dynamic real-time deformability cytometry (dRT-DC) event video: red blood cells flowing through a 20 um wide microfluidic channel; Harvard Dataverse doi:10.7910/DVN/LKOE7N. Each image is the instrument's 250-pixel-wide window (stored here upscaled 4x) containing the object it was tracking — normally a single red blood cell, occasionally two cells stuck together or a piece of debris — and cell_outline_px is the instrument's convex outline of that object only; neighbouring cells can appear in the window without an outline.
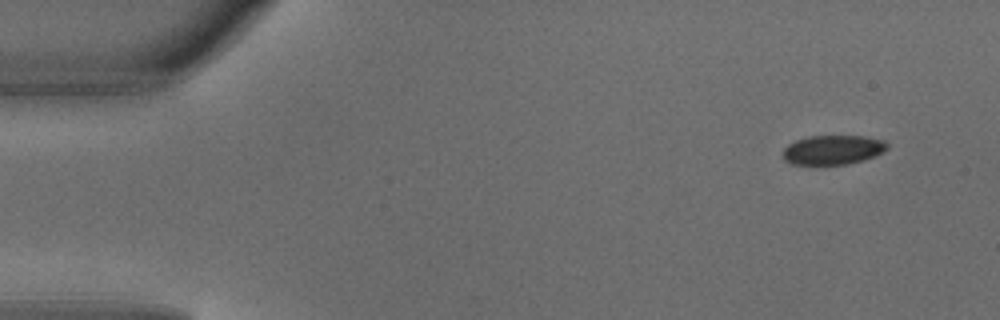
{"species": "common noctule bat (a hibernating species)", "species_latin": "Nyctalus noctula", "temperature_condition": "warm", "stored_images_in_passage": 3, "camera_frame_rate_fps": 3000, "um_per_image_px": 0.085, "animal": {"sex": "male", "body_mass_g": 18.8}, "frame": {"image": 1, "passage_image": 1, "time_ms": 0.0, "image_size_px": [1000, 320], "cell_outline_px": [[888, 148], [884, 152], [876, 156], [864, 160], [848, 164], [792, 164], [784, 160], [784, 148], [788, 144], [796, 140], [808, 136], [864, 136], [884, 140], [888, 144]], "centroid_in_image_um": [70.83, 12.73], "position_along_channel_um": 14.2, "area_um2": 17.92}}